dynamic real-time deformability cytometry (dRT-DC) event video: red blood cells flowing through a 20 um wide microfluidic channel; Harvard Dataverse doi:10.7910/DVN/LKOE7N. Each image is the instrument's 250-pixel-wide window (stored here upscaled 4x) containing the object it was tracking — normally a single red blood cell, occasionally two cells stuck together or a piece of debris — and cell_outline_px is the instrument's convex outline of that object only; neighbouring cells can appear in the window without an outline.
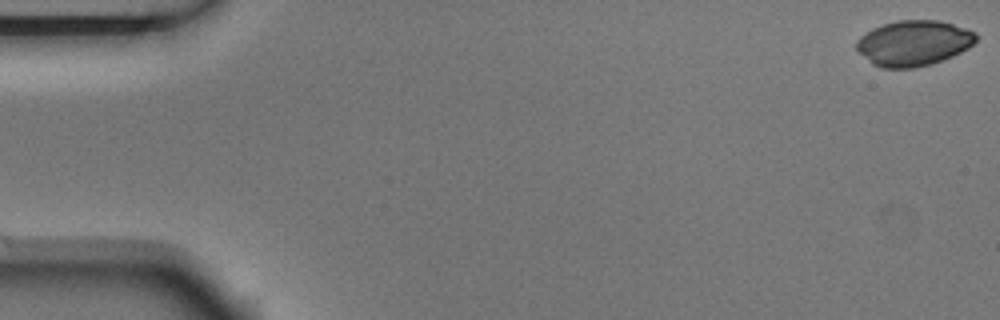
{"species": "Egyptian fruit bat (a non-hibernating species)", "species_latin": "Rousettus aegyptiacus", "temperature_condition": "room temperature", "stored_images_in_passage": 5, "camera_frame_rate_fps": 3000, "um_per_image_px": 0.085, "animal": {"sex": "male"}, "frame": {"image": 1, "passage_image": 1, "time_ms": 0.0, "image_size_px": [1000, 320], "cell_outline_px": [[976, 40], [968, 48], [952, 56], [932, 64], [916, 68], [880, 68], [872, 64], [856, 48], [856, 40], [860, 36], [872, 28], [896, 20], [940, 20], [976, 32]], "centroid_in_image_um": [77.64, 3.67], "position_along_channel_um": 7.4, "area_um2": 31.67}}